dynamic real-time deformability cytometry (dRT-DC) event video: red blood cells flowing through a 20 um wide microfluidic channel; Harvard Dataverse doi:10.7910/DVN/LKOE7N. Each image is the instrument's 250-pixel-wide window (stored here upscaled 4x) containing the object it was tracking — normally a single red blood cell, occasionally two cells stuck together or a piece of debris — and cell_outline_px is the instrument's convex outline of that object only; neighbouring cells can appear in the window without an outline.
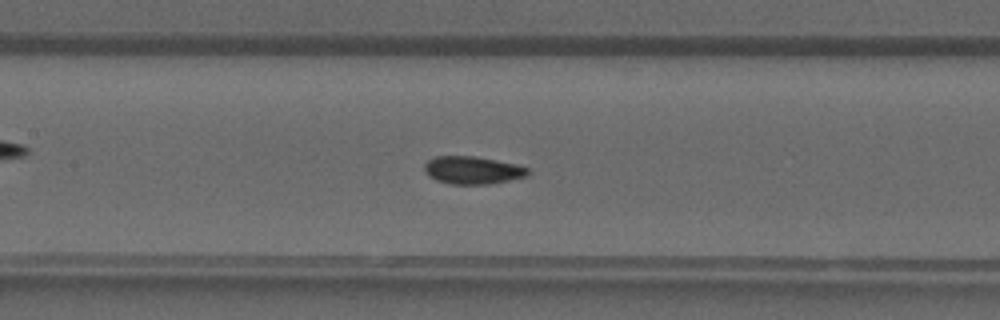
{"species": "common noctule bat (a hibernating species)", "species_latin": "Nyctalus noctula", "temperature_condition": "warm", "stored_images_in_passage": 40, "camera_frame_rate_fps": 3000, "um_per_image_px": 0.085, "animal": {"sex": "male", "forearm_length_mm": 52.5}, "frame": {"image": 1, "passage_image": 18, "time_ms": 5.667, "image_size_px": [1000, 320], "cell_outline_px": [[532, 172], [528, 176], [488, 184], [452, 184], [436, 180], [428, 176], [424, 172], [424, 164], [428, 160], [436, 156], [476, 156], [516, 164], [528, 168]], "centroid_in_image_um": [40.17, 14.46], "position_along_channel_um": 167.2, "area_um2": 16.82}}
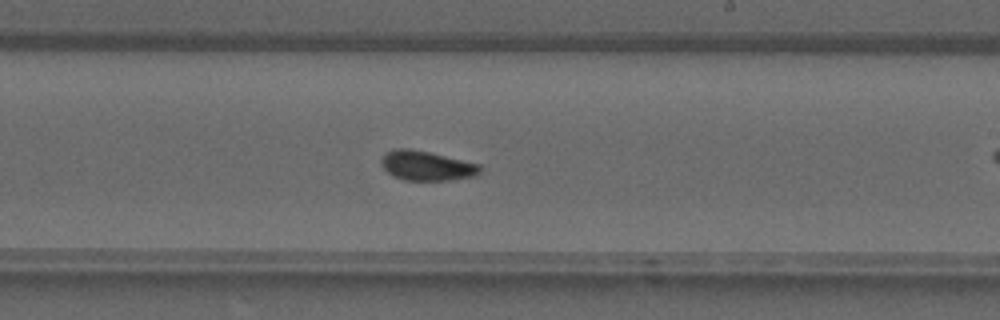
{"frame": {"image": 2, "passage_image": 23, "time_ms": 7.333, "image_size_px": [1000, 320], "cell_outline_px": [[480, 172], [476, 176], [448, 180], [404, 180], [388, 172], [380, 164], [380, 160], [384, 152], [392, 148], [408, 148], [428, 152], [480, 164]], "centroid_in_image_um": [36.22, 14.07], "position_along_channel_um": 252.8, "area_um2": 16.99}}